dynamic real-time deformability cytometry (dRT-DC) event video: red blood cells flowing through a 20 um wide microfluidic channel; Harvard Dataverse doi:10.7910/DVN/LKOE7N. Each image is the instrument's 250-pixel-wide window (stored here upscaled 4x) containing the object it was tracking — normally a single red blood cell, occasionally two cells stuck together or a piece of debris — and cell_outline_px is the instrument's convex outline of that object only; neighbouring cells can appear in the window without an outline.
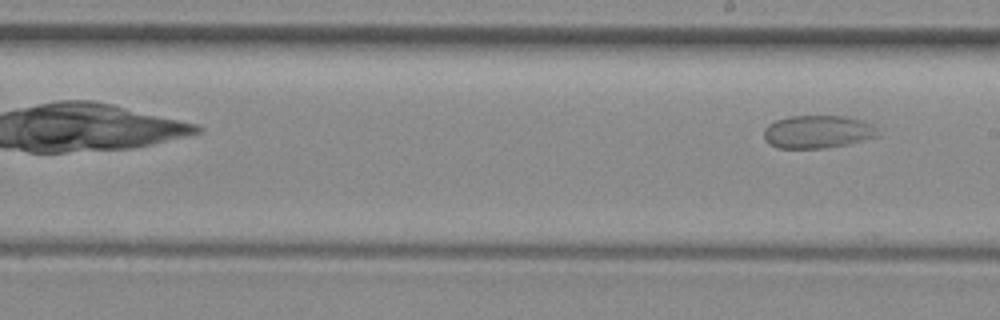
{"species": "common noctule bat (a hibernating species)", "species_latin": "Nyctalus noctula", "temperature_condition": "room temperature", "stored_images_in_passage": 8, "camera_frame_rate_fps": 3000, "um_per_image_px": 0.085, "animal": {"sex": "female", "body_mass_g": 29.2, "forearm_length_mm": 56.3}, "frame": {"image": 1, "passage_image": 8, "time_ms": 2.333, "image_size_px": [1000, 320], "cell_outline_px": [[880, 136], [848, 144], [824, 148], [776, 148], [768, 144], [764, 140], [764, 128], [768, 124], [776, 120], [788, 116], [844, 116], [864, 120], [872, 124], [876, 128]], "centroid_in_image_um": [69.49, 11.2], "position_along_channel_um": 219.5, "area_um2": 22.14}}